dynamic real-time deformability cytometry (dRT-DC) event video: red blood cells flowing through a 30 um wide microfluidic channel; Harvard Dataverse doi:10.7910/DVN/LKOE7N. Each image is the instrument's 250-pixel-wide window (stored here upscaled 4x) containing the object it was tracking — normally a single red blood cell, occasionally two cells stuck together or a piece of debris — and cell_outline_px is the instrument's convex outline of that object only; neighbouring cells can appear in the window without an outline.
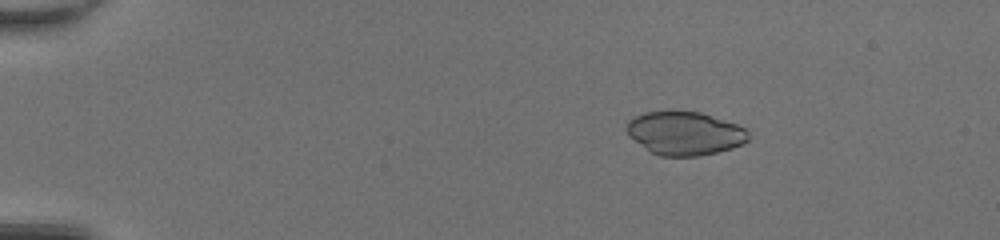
{"species": "common noctule bat (a hibernating species)", "species_latin": "Nyctalus noctula", "temperature_condition": "room temperature", "stored_images_in_passage": 50, "camera_frame_rate_fps": 3000, "um_per_image_px": 0.085, "animal": {"sex": "female", "body_mass_g": 20.0, "forearm_length_mm": 54.0}, "frame": {"image": 1, "passage_image": 9, "time_ms": 2.667, "image_size_px": [1000, 240], "cell_outline_px": [[748, 140], [732, 148], [716, 152], [696, 156], [660, 156], [644, 148], [628, 136], [624, 128], [628, 120], [632, 116], [644, 112], [700, 112], [736, 124], [744, 128], [748, 132]], "centroid_in_image_um": [58.13, 11.33], "position_along_channel_um": 26.9, "area_um2": 30.69}}